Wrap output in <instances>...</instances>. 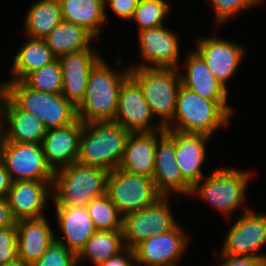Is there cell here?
<instances>
[{
	"label": "cell",
	"instance_id": "1",
	"mask_svg": "<svg viewBox=\"0 0 266 266\" xmlns=\"http://www.w3.org/2000/svg\"><path fill=\"white\" fill-rule=\"evenodd\" d=\"M122 58L113 61L118 69L103 57L91 70L85 97L76 107L77 119L83 124L114 121L121 85L130 75V67L122 65Z\"/></svg>",
	"mask_w": 266,
	"mask_h": 266
},
{
	"label": "cell",
	"instance_id": "2",
	"mask_svg": "<svg viewBox=\"0 0 266 266\" xmlns=\"http://www.w3.org/2000/svg\"><path fill=\"white\" fill-rule=\"evenodd\" d=\"M234 110L228 101L206 99L181 85L173 119L165 129L213 137L221 127L229 126Z\"/></svg>",
	"mask_w": 266,
	"mask_h": 266
},
{
	"label": "cell",
	"instance_id": "3",
	"mask_svg": "<svg viewBox=\"0 0 266 266\" xmlns=\"http://www.w3.org/2000/svg\"><path fill=\"white\" fill-rule=\"evenodd\" d=\"M252 170L227 167V165L215 168L214 171L204 176L193 188L190 197L193 196L215 208L224 218H230L238 208L245 213L251 209L244 206L248 184L253 176ZM203 181V182H202ZM245 208V209H244Z\"/></svg>",
	"mask_w": 266,
	"mask_h": 266
},
{
	"label": "cell",
	"instance_id": "4",
	"mask_svg": "<svg viewBox=\"0 0 266 266\" xmlns=\"http://www.w3.org/2000/svg\"><path fill=\"white\" fill-rule=\"evenodd\" d=\"M130 133L114 121L83 124L77 162L109 172L119 168Z\"/></svg>",
	"mask_w": 266,
	"mask_h": 266
},
{
	"label": "cell",
	"instance_id": "5",
	"mask_svg": "<svg viewBox=\"0 0 266 266\" xmlns=\"http://www.w3.org/2000/svg\"><path fill=\"white\" fill-rule=\"evenodd\" d=\"M109 171L78 162L54 172V206H86L107 193Z\"/></svg>",
	"mask_w": 266,
	"mask_h": 266
},
{
	"label": "cell",
	"instance_id": "6",
	"mask_svg": "<svg viewBox=\"0 0 266 266\" xmlns=\"http://www.w3.org/2000/svg\"><path fill=\"white\" fill-rule=\"evenodd\" d=\"M2 91L23 111L38 117L47 130L63 128L77 120L76 107L61 93L28 88L22 81H5Z\"/></svg>",
	"mask_w": 266,
	"mask_h": 266
},
{
	"label": "cell",
	"instance_id": "7",
	"mask_svg": "<svg viewBox=\"0 0 266 266\" xmlns=\"http://www.w3.org/2000/svg\"><path fill=\"white\" fill-rule=\"evenodd\" d=\"M156 121L165 128L173 119L181 79L178 68H130Z\"/></svg>",
	"mask_w": 266,
	"mask_h": 266
},
{
	"label": "cell",
	"instance_id": "8",
	"mask_svg": "<svg viewBox=\"0 0 266 266\" xmlns=\"http://www.w3.org/2000/svg\"><path fill=\"white\" fill-rule=\"evenodd\" d=\"M107 194L123 216L142 210L162 197L152 178L132 174L120 168L109 172Z\"/></svg>",
	"mask_w": 266,
	"mask_h": 266
},
{
	"label": "cell",
	"instance_id": "9",
	"mask_svg": "<svg viewBox=\"0 0 266 266\" xmlns=\"http://www.w3.org/2000/svg\"><path fill=\"white\" fill-rule=\"evenodd\" d=\"M0 160L12 182L54 180V172L46 162L42 144L9 142L0 135Z\"/></svg>",
	"mask_w": 266,
	"mask_h": 266
},
{
	"label": "cell",
	"instance_id": "10",
	"mask_svg": "<svg viewBox=\"0 0 266 266\" xmlns=\"http://www.w3.org/2000/svg\"><path fill=\"white\" fill-rule=\"evenodd\" d=\"M170 196H162L154 204L123 216L125 247L134 249L149 237L173 229L178 222L172 214Z\"/></svg>",
	"mask_w": 266,
	"mask_h": 266
},
{
	"label": "cell",
	"instance_id": "11",
	"mask_svg": "<svg viewBox=\"0 0 266 266\" xmlns=\"http://www.w3.org/2000/svg\"><path fill=\"white\" fill-rule=\"evenodd\" d=\"M138 54L141 62L132 63L130 68H179L180 38L165 25L145 29L137 33Z\"/></svg>",
	"mask_w": 266,
	"mask_h": 266
},
{
	"label": "cell",
	"instance_id": "12",
	"mask_svg": "<svg viewBox=\"0 0 266 266\" xmlns=\"http://www.w3.org/2000/svg\"><path fill=\"white\" fill-rule=\"evenodd\" d=\"M225 237L220 255L261 258L265 253L261 249L266 244V213L252 208L242 212Z\"/></svg>",
	"mask_w": 266,
	"mask_h": 266
},
{
	"label": "cell",
	"instance_id": "13",
	"mask_svg": "<svg viewBox=\"0 0 266 266\" xmlns=\"http://www.w3.org/2000/svg\"><path fill=\"white\" fill-rule=\"evenodd\" d=\"M157 191L162 196H174L179 203L180 195L190 196L192 187L184 180L176 162L173 130L156 131L154 174L152 177ZM178 194V195H177Z\"/></svg>",
	"mask_w": 266,
	"mask_h": 266
},
{
	"label": "cell",
	"instance_id": "14",
	"mask_svg": "<svg viewBox=\"0 0 266 266\" xmlns=\"http://www.w3.org/2000/svg\"><path fill=\"white\" fill-rule=\"evenodd\" d=\"M193 49L205 62L207 67L227 89L241 62L247 54L244 45L225 38H219L217 34L210 37H199L195 41Z\"/></svg>",
	"mask_w": 266,
	"mask_h": 266
},
{
	"label": "cell",
	"instance_id": "15",
	"mask_svg": "<svg viewBox=\"0 0 266 266\" xmlns=\"http://www.w3.org/2000/svg\"><path fill=\"white\" fill-rule=\"evenodd\" d=\"M179 224L170 231L153 235L139 243L134 248L137 266L177 265L185 256L191 240L190 233Z\"/></svg>",
	"mask_w": 266,
	"mask_h": 266
},
{
	"label": "cell",
	"instance_id": "16",
	"mask_svg": "<svg viewBox=\"0 0 266 266\" xmlns=\"http://www.w3.org/2000/svg\"><path fill=\"white\" fill-rule=\"evenodd\" d=\"M114 122L131 133L165 129L152 115L140 85L130 75L121 85Z\"/></svg>",
	"mask_w": 266,
	"mask_h": 266
},
{
	"label": "cell",
	"instance_id": "17",
	"mask_svg": "<svg viewBox=\"0 0 266 266\" xmlns=\"http://www.w3.org/2000/svg\"><path fill=\"white\" fill-rule=\"evenodd\" d=\"M47 132L35 115L20 109L3 91L0 94V135L9 142L42 144Z\"/></svg>",
	"mask_w": 266,
	"mask_h": 266
},
{
	"label": "cell",
	"instance_id": "18",
	"mask_svg": "<svg viewBox=\"0 0 266 266\" xmlns=\"http://www.w3.org/2000/svg\"><path fill=\"white\" fill-rule=\"evenodd\" d=\"M93 45L58 58L62 71L61 94L75 107L84 99L88 77L94 66L103 58Z\"/></svg>",
	"mask_w": 266,
	"mask_h": 266
},
{
	"label": "cell",
	"instance_id": "19",
	"mask_svg": "<svg viewBox=\"0 0 266 266\" xmlns=\"http://www.w3.org/2000/svg\"><path fill=\"white\" fill-rule=\"evenodd\" d=\"M53 181H14L8 192V200L14 218L39 219L47 213L48 201H53Z\"/></svg>",
	"mask_w": 266,
	"mask_h": 266
},
{
	"label": "cell",
	"instance_id": "20",
	"mask_svg": "<svg viewBox=\"0 0 266 266\" xmlns=\"http://www.w3.org/2000/svg\"><path fill=\"white\" fill-rule=\"evenodd\" d=\"M54 218L59 228L55 234L57 242L78 254L87 240L97 231L86 206H53Z\"/></svg>",
	"mask_w": 266,
	"mask_h": 266
},
{
	"label": "cell",
	"instance_id": "21",
	"mask_svg": "<svg viewBox=\"0 0 266 266\" xmlns=\"http://www.w3.org/2000/svg\"><path fill=\"white\" fill-rule=\"evenodd\" d=\"M83 123L47 130L42 146L46 162L53 172L77 162Z\"/></svg>",
	"mask_w": 266,
	"mask_h": 266
},
{
	"label": "cell",
	"instance_id": "22",
	"mask_svg": "<svg viewBox=\"0 0 266 266\" xmlns=\"http://www.w3.org/2000/svg\"><path fill=\"white\" fill-rule=\"evenodd\" d=\"M206 134L181 133L173 130L176 162L184 180L193 188L206 174L202 171L207 159Z\"/></svg>",
	"mask_w": 266,
	"mask_h": 266
},
{
	"label": "cell",
	"instance_id": "23",
	"mask_svg": "<svg viewBox=\"0 0 266 266\" xmlns=\"http://www.w3.org/2000/svg\"><path fill=\"white\" fill-rule=\"evenodd\" d=\"M16 226L18 260L31 266L56 240V230L52 228L46 216L18 220Z\"/></svg>",
	"mask_w": 266,
	"mask_h": 266
},
{
	"label": "cell",
	"instance_id": "24",
	"mask_svg": "<svg viewBox=\"0 0 266 266\" xmlns=\"http://www.w3.org/2000/svg\"><path fill=\"white\" fill-rule=\"evenodd\" d=\"M186 57L185 69L178 68L181 85L206 99L228 101L230 91L215 78L204 60L192 49Z\"/></svg>",
	"mask_w": 266,
	"mask_h": 266
},
{
	"label": "cell",
	"instance_id": "25",
	"mask_svg": "<svg viewBox=\"0 0 266 266\" xmlns=\"http://www.w3.org/2000/svg\"><path fill=\"white\" fill-rule=\"evenodd\" d=\"M155 147L156 131L130 133L119 168L132 174L152 178Z\"/></svg>",
	"mask_w": 266,
	"mask_h": 266
},
{
	"label": "cell",
	"instance_id": "26",
	"mask_svg": "<svg viewBox=\"0 0 266 266\" xmlns=\"http://www.w3.org/2000/svg\"><path fill=\"white\" fill-rule=\"evenodd\" d=\"M62 20L84 28L99 39L105 18L104 0H59Z\"/></svg>",
	"mask_w": 266,
	"mask_h": 266
},
{
	"label": "cell",
	"instance_id": "27",
	"mask_svg": "<svg viewBox=\"0 0 266 266\" xmlns=\"http://www.w3.org/2000/svg\"><path fill=\"white\" fill-rule=\"evenodd\" d=\"M26 41L19 46L7 81H22L29 73L56 61L58 58L47 46L44 39L26 37ZM11 79V80H10Z\"/></svg>",
	"mask_w": 266,
	"mask_h": 266
},
{
	"label": "cell",
	"instance_id": "28",
	"mask_svg": "<svg viewBox=\"0 0 266 266\" xmlns=\"http://www.w3.org/2000/svg\"><path fill=\"white\" fill-rule=\"evenodd\" d=\"M62 21L59 0H37L29 6L24 20V35L44 39Z\"/></svg>",
	"mask_w": 266,
	"mask_h": 266
},
{
	"label": "cell",
	"instance_id": "29",
	"mask_svg": "<svg viewBox=\"0 0 266 266\" xmlns=\"http://www.w3.org/2000/svg\"><path fill=\"white\" fill-rule=\"evenodd\" d=\"M124 248L122 230H97L77 254L78 266L87 262L99 266L109 257L120 253Z\"/></svg>",
	"mask_w": 266,
	"mask_h": 266
},
{
	"label": "cell",
	"instance_id": "30",
	"mask_svg": "<svg viewBox=\"0 0 266 266\" xmlns=\"http://www.w3.org/2000/svg\"><path fill=\"white\" fill-rule=\"evenodd\" d=\"M94 39L84 28L63 20L44 38L47 46L57 58L90 48Z\"/></svg>",
	"mask_w": 266,
	"mask_h": 266
},
{
	"label": "cell",
	"instance_id": "31",
	"mask_svg": "<svg viewBox=\"0 0 266 266\" xmlns=\"http://www.w3.org/2000/svg\"><path fill=\"white\" fill-rule=\"evenodd\" d=\"M86 208L96 230L114 231L123 229V215L111 202L107 193L91 200Z\"/></svg>",
	"mask_w": 266,
	"mask_h": 266
},
{
	"label": "cell",
	"instance_id": "32",
	"mask_svg": "<svg viewBox=\"0 0 266 266\" xmlns=\"http://www.w3.org/2000/svg\"><path fill=\"white\" fill-rule=\"evenodd\" d=\"M171 10L169 0H139L131 21L137 23L138 33L145 29L164 25Z\"/></svg>",
	"mask_w": 266,
	"mask_h": 266
},
{
	"label": "cell",
	"instance_id": "33",
	"mask_svg": "<svg viewBox=\"0 0 266 266\" xmlns=\"http://www.w3.org/2000/svg\"><path fill=\"white\" fill-rule=\"evenodd\" d=\"M22 82L28 88L36 91L61 93L63 80L59 60L57 59L53 63L29 73Z\"/></svg>",
	"mask_w": 266,
	"mask_h": 266
},
{
	"label": "cell",
	"instance_id": "34",
	"mask_svg": "<svg viewBox=\"0 0 266 266\" xmlns=\"http://www.w3.org/2000/svg\"><path fill=\"white\" fill-rule=\"evenodd\" d=\"M265 0H210L215 13V26L221 29L224 24L228 23L230 19L242 13L243 10H249L261 6ZM215 10V11H214Z\"/></svg>",
	"mask_w": 266,
	"mask_h": 266
},
{
	"label": "cell",
	"instance_id": "35",
	"mask_svg": "<svg viewBox=\"0 0 266 266\" xmlns=\"http://www.w3.org/2000/svg\"><path fill=\"white\" fill-rule=\"evenodd\" d=\"M31 266H78L77 254L55 240Z\"/></svg>",
	"mask_w": 266,
	"mask_h": 266
},
{
	"label": "cell",
	"instance_id": "36",
	"mask_svg": "<svg viewBox=\"0 0 266 266\" xmlns=\"http://www.w3.org/2000/svg\"><path fill=\"white\" fill-rule=\"evenodd\" d=\"M18 260L17 226L0 229V266Z\"/></svg>",
	"mask_w": 266,
	"mask_h": 266
},
{
	"label": "cell",
	"instance_id": "37",
	"mask_svg": "<svg viewBox=\"0 0 266 266\" xmlns=\"http://www.w3.org/2000/svg\"><path fill=\"white\" fill-rule=\"evenodd\" d=\"M138 2L139 0H104L106 21L109 19V14L106 12L110 10L119 19L125 20L126 22L130 21L134 15Z\"/></svg>",
	"mask_w": 266,
	"mask_h": 266
},
{
	"label": "cell",
	"instance_id": "38",
	"mask_svg": "<svg viewBox=\"0 0 266 266\" xmlns=\"http://www.w3.org/2000/svg\"><path fill=\"white\" fill-rule=\"evenodd\" d=\"M99 266H137L134 249L125 247L120 253L109 257Z\"/></svg>",
	"mask_w": 266,
	"mask_h": 266
},
{
	"label": "cell",
	"instance_id": "39",
	"mask_svg": "<svg viewBox=\"0 0 266 266\" xmlns=\"http://www.w3.org/2000/svg\"><path fill=\"white\" fill-rule=\"evenodd\" d=\"M221 265L219 266H261L259 257H231L226 255H220Z\"/></svg>",
	"mask_w": 266,
	"mask_h": 266
},
{
	"label": "cell",
	"instance_id": "40",
	"mask_svg": "<svg viewBox=\"0 0 266 266\" xmlns=\"http://www.w3.org/2000/svg\"><path fill=\"white\" fill-rule=\"evenodd\" d=\"M16 223L17 220L12 214L8 200L0 198V229L12 227Z\"/></svg>",
	"mask_w": 266,
	"mask_h": 266
},
{
	"label": "cell",
	"instance_id": "41",
	"mask_svg": "<svg viewBox=\"0 0 266 266\" xmlns=\"http://www.w3.org/2000/svg\"><path fill=\"white\" fill-rule=\"evenodd\" d=\"M12 180L5 168L4 163L0 160V198H6L11 188Z\"/></svg>",
	"mask_w": 266,
	"mask_h": 266
},
{
	"label": "cell",
	"instance_id": "42",
	"mask_svg": "<svg viewBox=\"0 0 266 266\" xmlns=\"http://www.w3.org/2000/svg\"><path fill=\"white\" fill-rule=\"evenodd\" d=\"M3 266H30L28 264H25L24 262H22L21 260H16L15 262L3 265Z\"/></svg>",
	"mask_w": 266,
	"mask_h": 266
},
{
	"label": "cell",
	"instance_id": "43",
	"mask_svg": "<svg viewBox=\"0 0 266 266\" xmlns=\"http://www.w3.org/2000/svg\"><path fill=\"white\" fill-rule=\"evenodd\" d=\"M261 266H266V251L263 256L260 258Z\"/></svg>",
	"mask_w": 266,
	"mask_h": 266
},
{
	"label": "cell",
	"instance_id": "44",
	"mask_svg": "<svg viewBox=\"0 0 266 266\" xmlns=\"http://www.w3.org/2000/svg\"><path fill=\"white\" fill-rule=\"evenodd\" d=\"M2 92V83H0V94Z\"/></svg>",
	"mask_w": 266,
	"mask_h": 266
}]
</instances>
